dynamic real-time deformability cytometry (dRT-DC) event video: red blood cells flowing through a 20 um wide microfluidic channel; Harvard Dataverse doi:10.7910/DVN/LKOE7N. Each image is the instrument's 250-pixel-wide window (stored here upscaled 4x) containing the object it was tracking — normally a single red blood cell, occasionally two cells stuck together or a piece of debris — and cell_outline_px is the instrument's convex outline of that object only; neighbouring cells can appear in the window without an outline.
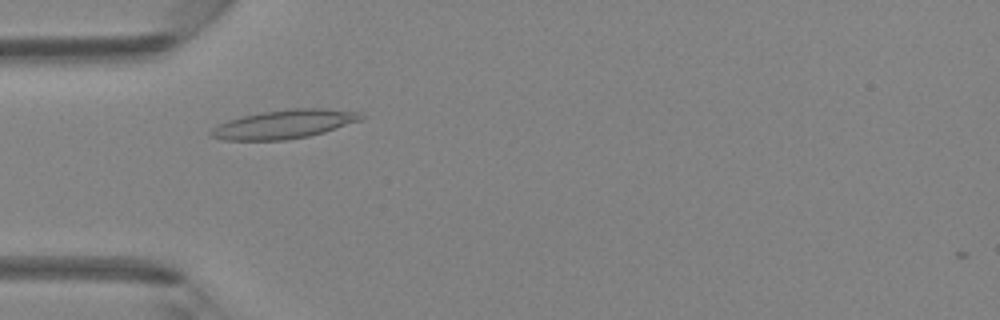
{"species": "Egyptian fruit bat (a non-hibernating species)", "species_latin": "Rousettus aegyptiacus", "temperature_condition": "room temperature", "stored_images_in_passage": 45, "camera_frame_rate_fps": 3000, "um_per_image_px": 0.085, "animal": {"sex": "female"}, "frame": {"image": 1, "passage_image": 12, "time_ms": 3.667, "image_size_px": [1000, 320], "cell_outline_px": [[368, 116], [360, 120], [324, 132], [308, 136], [284, 140], [224, 140], [208, 136], [208, 132], [212, 128], [228, 120], [240, 116], [264, 112], [292, 108], [328, 108], [360, 112]], "centroid_in_image_um": [24.16, 10.55], "position_along_channel_um": 60.8, "area_um2": 25.2}}
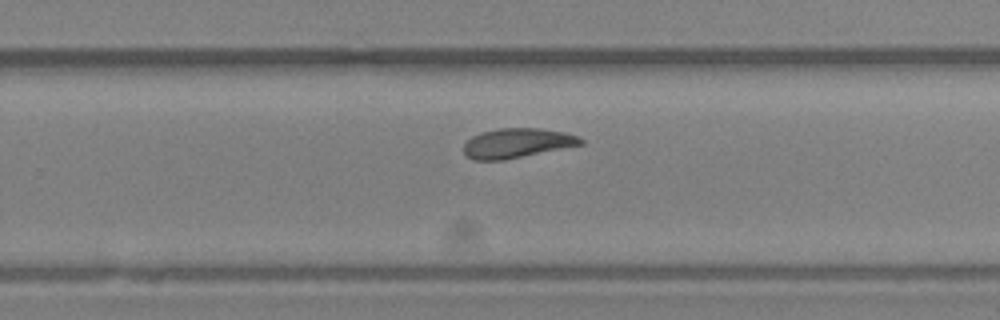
{"frame": {"image": 2, "passage_image": 28, "time_ms": 9.0, "image_size_px": [1000, 320], "cell_outline_px": [[584, 144], [504, 160], [472, 160], [464, 152], [464, 144], [472, 136], [480, 132], [500, 128], [540, 128], [564, 132], [576, 136], [584, 140]], "centroid_in_image_um": [43.94, 12.16], "position_along_channel_um": 285.9, "area_um2": 20.11}}
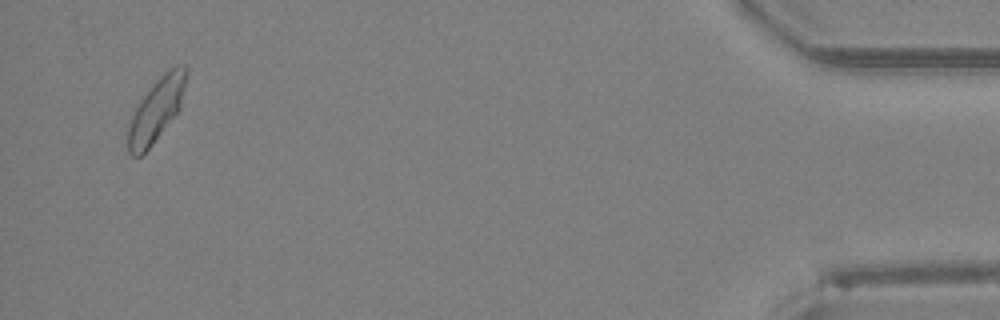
{"frame": {"image": 3, "passage_image": 43, "time_ms": 14.0, "image_size_px": [1000, 320], "cell_outline_px": [[188, 72], [180, 108], [152, 144], [140, 156], [132, 156], [128, 152], [128, 124], [140, 100], [156, 80], [168, 68], [176, 64], [184, 64], [188, 68]], "centroid_in_image_um": [13.31, 9.28], "position_along_channel_um": 421.9, "area_um2": 21.21}, "authors_computed_cell_mechanics": {"area_um2": 20.9236, "velocity_mm_per_s": 4.2753, "shape_relaxation_time_tau1_ms": null, "shape_relaxation_time_tau2_ms": 3.472, "deformation_change_tau1": null, "deformation_change_tau2": 0.1004}}